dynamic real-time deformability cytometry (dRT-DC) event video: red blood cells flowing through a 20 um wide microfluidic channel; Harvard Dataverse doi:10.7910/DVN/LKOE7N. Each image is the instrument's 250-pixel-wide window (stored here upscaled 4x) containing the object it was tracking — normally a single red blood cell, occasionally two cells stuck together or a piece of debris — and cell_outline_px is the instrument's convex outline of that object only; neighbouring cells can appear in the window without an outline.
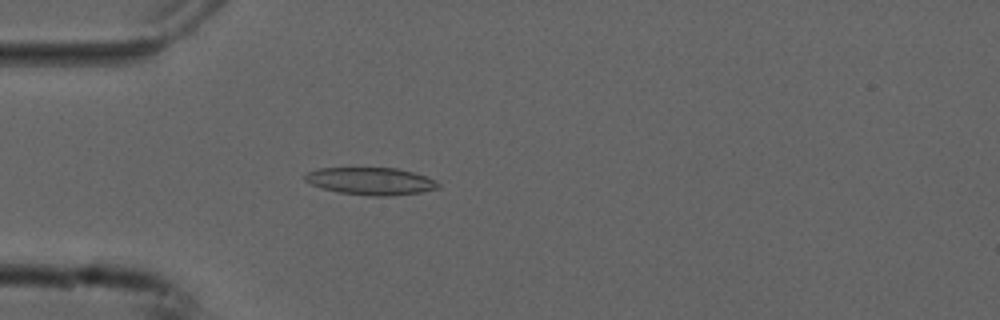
{"species": "common noctule bat (a hibernating species)", "species_latin": "Nyctalus noctula", "temperature_condition": "cold", "stored_images_in_passage": 53, "camera_frame_rate_fps": 3000, "um_per_image_px": 0.085, "animal": {"sex": "male", "forearm_length_mm": 52.5}, "frame": {"image": 1, "passage_image": 14, "time_ms": 4.333, "image_size_px": [1000, 320], "cell_outline_px": [[440, 188], [420, 192], [388, 196], [372, 196], [340, 192], [324, 188], [312, 184], [304, 180], [304, 176], [308, 172], [320, 168], [396, 168], [412, 172], [424, 176], [440, 184]], "centroid_in_image_um": [31.51, 15.39], "position_along_channel_um": 53.5, "area_um2": 20.87}}
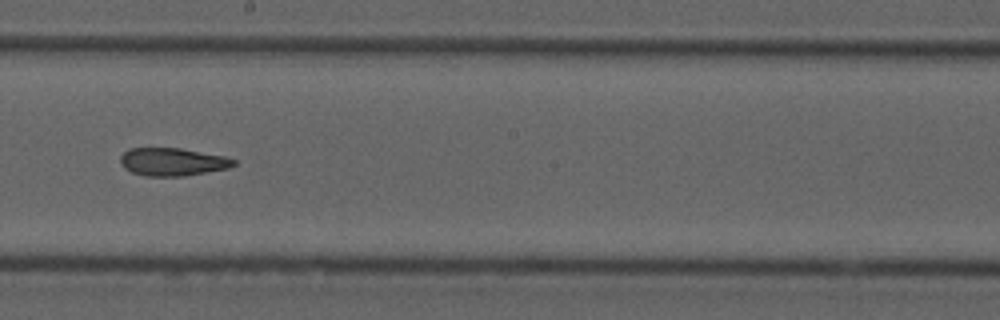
{"frame": {"image": 2, "passage_image": 29, "time_ms": 9.333, "image_size_px": [1000, 320], "cell_outline_px": [[236, 164], [228, 168], [184, 176], [144, 176], [132, 172], [124, 168], [120, 164], [120, 156], [128, 148], [180, 148], [224, 156], [236, 160]], "centroid_in_image_um": [14.63, 13.75], "position_along_channel_um": 233.6, "area_um2": 18.44}}
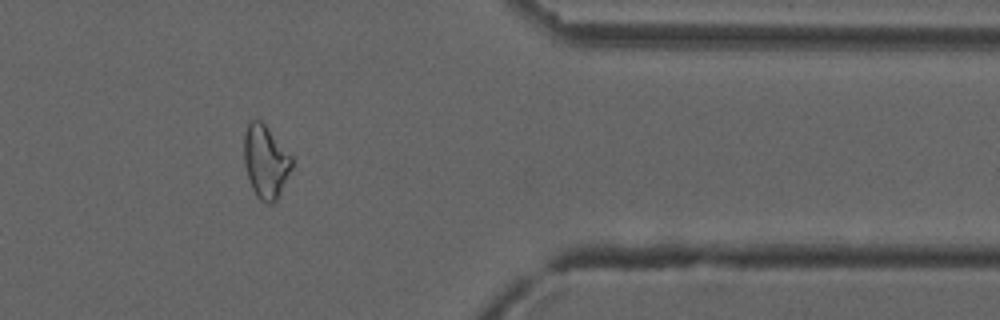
{"frame": {"image": 3, "passage_image": 43, "time_ms": 14.0, "image_size_px": [1000, 320], "cell_outline_px": [[292, 168], [276, 200], [272, 204], [268, 204], [260, 200], [256, 196], [252, 188], [244, 164], [244, 136], [248, 124], [252, 120], [260, 120], [264, 124], [292, 156]], "centroid_in_image_um": [22.57, 13.76], "position_along_channel_um": 388.8, "area_um2": 20.06}, "authors_computed_cell_mechanics": {"area_um2": 20.0566, "velocity_mm_per_s": 3.7615, "shape_relaxation_time_tau1_ms": 10.9285, "shape_relaxation_time_tau2_ms": 4.5003, "deformation_change_tau1": 0.2351, "deformation_change_tau2": 0.1371}}